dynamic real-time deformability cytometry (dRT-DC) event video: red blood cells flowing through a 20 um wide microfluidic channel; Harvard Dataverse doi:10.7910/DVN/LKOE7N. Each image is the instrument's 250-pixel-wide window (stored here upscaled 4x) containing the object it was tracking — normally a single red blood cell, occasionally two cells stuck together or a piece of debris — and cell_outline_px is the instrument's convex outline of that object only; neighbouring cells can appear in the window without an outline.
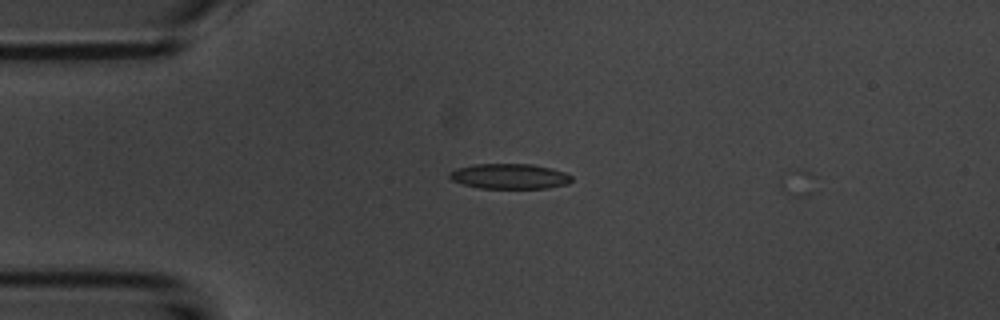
{"species": "common noctule bat (a hibernating species)", "species_latin": "Nyctalus noctula", "temperature_condition": "room temperature", "stored_images_in_passage": 2, "camera_frame_rate_fps": 3000, "um_per_image_px": 0.085, "animal": {"sex": "male", "body_mass_g": 20.1, "forearm_length_mm": 53.5}, "frame": {"image": 1, "passage_image": 1, "time_ms": 0.0, "image_size_px": [1000, 320], "cell_outline_px": [[572, 180], [568, 184], [548, 188], [480, 188], [464, 184], [452, 180], [448, 176], [448, 172], [456, 168], [472, 164], [532, 164], [552, 168], [564, 172], [572, 176]], "centroid_in_image_um": [43.31, 14.98], "position_along_channel_um": 41.7, "area_um2": 18.03}}